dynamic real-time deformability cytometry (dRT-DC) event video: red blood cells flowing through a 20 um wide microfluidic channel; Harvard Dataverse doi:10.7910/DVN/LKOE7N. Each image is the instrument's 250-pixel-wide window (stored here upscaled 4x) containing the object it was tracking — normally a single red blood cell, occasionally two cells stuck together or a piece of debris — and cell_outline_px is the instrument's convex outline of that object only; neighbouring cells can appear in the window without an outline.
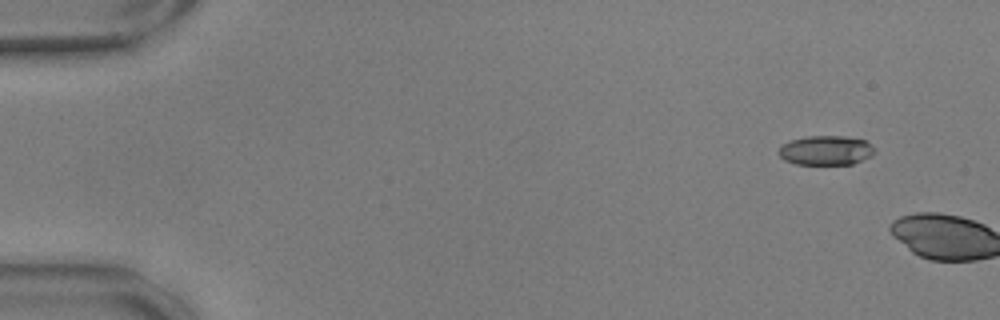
{"species": "common noctule bat (a hibernating species)", "species_latin": "Nyctalus noctula", "temperature_condition": "warm", "stored_images_in_passage": 3, "camera_frame_rate_fps": 3000, "um_per_image_px": 0.085, "animal": {"sex": "male", "body_mass_g": 17.9, "forearm_length_mm": 54.2}, "frame": {"image": 1, "passage_image": 1, "time_ms": 0.0, "image_size_px": [1000, 320], "cell_outline_px": [[872, 156], [852, 164], [796, 164], [784, 160], [780, 156], [780, 148], [784, 144], [792, 140], [808, 136], [844, 136], [864, 140], [872, 148]], "centroid_in_image_um": [70.19, 12.79], "position_along_channel_um": 14.8, "area_um2": 16.07}}